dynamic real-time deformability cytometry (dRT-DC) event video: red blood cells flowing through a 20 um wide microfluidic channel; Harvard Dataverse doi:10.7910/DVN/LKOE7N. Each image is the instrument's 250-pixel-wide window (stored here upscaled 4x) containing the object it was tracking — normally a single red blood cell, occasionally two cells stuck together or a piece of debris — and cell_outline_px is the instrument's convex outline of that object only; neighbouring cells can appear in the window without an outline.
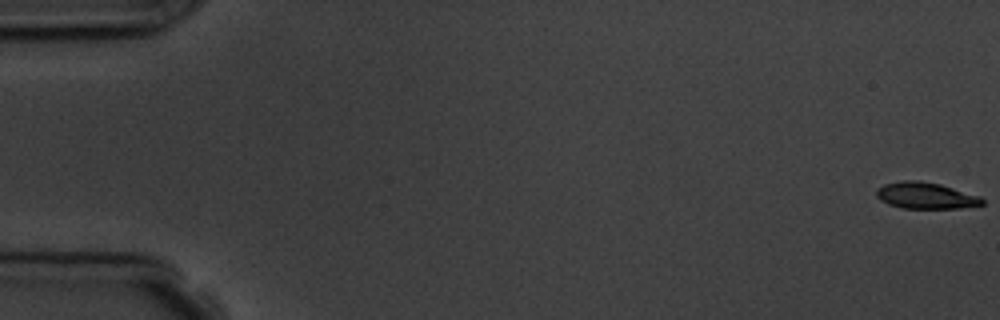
{"species": "common noctule bat (a hibernating species)", "species_latin": "Nyctalus noctula", "temperature_condition": "room temperature", "stored_images_in_passage": 9, "camera_frame_rate_fps": 3000, "um_per_image_px": 0.085, "animal": {"sex": "male", "body_mass_g": 19.5, "forearm_length_mm": 54.6}, "frame": {"image": 1, "passage_image": 1, "time_ms": 0.0, "image_size_px": [1000, 320], "cell_outline_px": [[984, 204], [960, 208], [900, 208], [888, 204], [880, 200], [876, 196], [876, 188], [884, 184], [900, 180], [916, 180], [940, 184], [980, 196], [984, 200]], "centroid_in_image_um": [78.65, 16.62], "position_along_channel_um": 6.4, "area_um2": 16.36}}
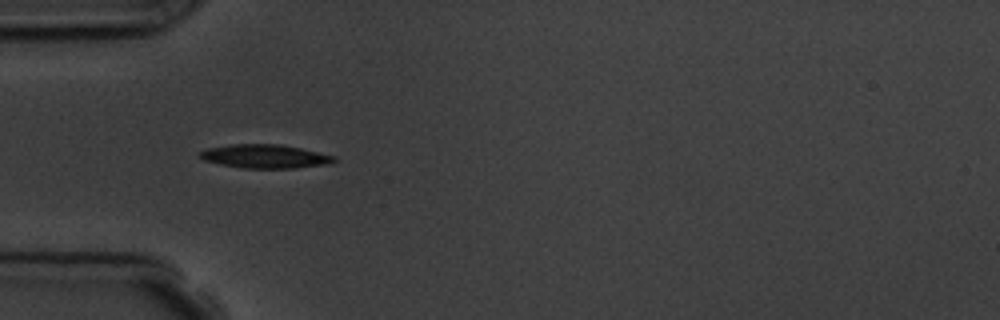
{"frame": {"image": 2, "passage_image": 6, "time_ms": 5.667, "image_size_px": [1000, 320], "cell_outline_px": [[336, 160], [328, 164], [296, 168], [244, 168], [220, 164], [204, 160], [200, 156], [200, 152], [208, 148], [232, 144], [280, 144], [300, 148], [336, 156]], "centroid_in_image_um": [22.55, 13.29], "position_along_channel_um": 62.5, "area_um2": 18.38}}